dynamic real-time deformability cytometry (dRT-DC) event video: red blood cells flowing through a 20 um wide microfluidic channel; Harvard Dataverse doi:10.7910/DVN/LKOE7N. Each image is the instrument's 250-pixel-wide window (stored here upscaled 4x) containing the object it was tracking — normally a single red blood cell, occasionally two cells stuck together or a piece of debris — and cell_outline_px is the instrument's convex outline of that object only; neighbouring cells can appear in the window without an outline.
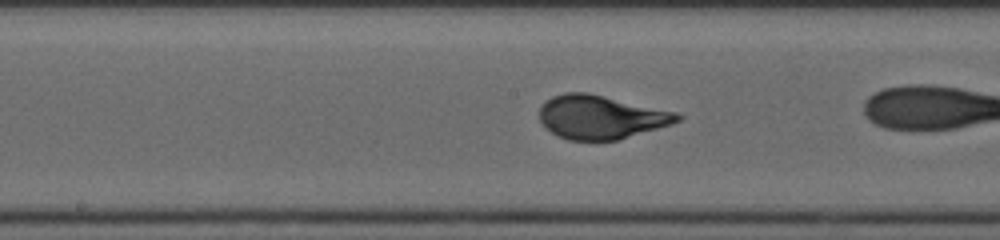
{"species": "human", "species_latin": "Homo sapiens", "temperature_condition": "cold", "stored_images_in_passage": 29, "camera_frame_rate_fps": 3000, "um_per_image_px": 0.085, "donor": {"sex": "female"}, "frame": {"image": 1, "passage_image": 17, "time_ms": 5.333, "image_size_px": [1000, 240], "cell_outline_px": [[684, 116], [680, 120], [672, 124], [620, 140], [568, 140], [556, 136], [544, 128], [540, 120], [540, 108], [552, 96], [564, 92], [588, 92], [676, 112]], "centroid_in_image_um": [51.07, 9.96], "position_along_channel_um": 197.1, "area_um2": 35.26}}